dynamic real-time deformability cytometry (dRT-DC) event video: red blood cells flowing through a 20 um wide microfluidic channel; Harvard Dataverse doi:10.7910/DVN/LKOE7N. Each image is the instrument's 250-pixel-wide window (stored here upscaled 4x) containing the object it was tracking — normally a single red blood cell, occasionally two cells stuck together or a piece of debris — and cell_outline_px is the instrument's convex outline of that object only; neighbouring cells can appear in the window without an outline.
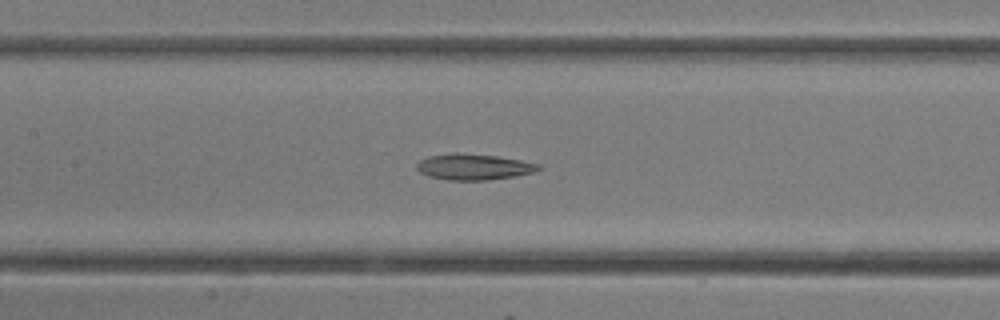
{"species": "common noctule bat (a hibernating species)", "species_latin": "Nyctalus noctula", "temperature_condition": "room temperature", "stored_images_in_passage": 24, "camera_frame_rate_fps": 3000, "um_per_image_px": 0.085, "animal": {"sex": "female"}, "frame": {"image": 1, "passage_image": 10, "time_ms": 3.0, "image_size_px": [1000, 320], "cell_outline_px": [[544, 168], [536, 172], [516, 176], [488, 180], [448, 180], [428, 176], [420, 172], [416, 168], [416, 164], [420, 160], [428, 156], [456, 152], [496, 156], [520, 160], [540, 164]], "centroid_in_image_um": [40.29, 14.18], "position_along_channel_um": 167.1, "area_um2": 18.61}}
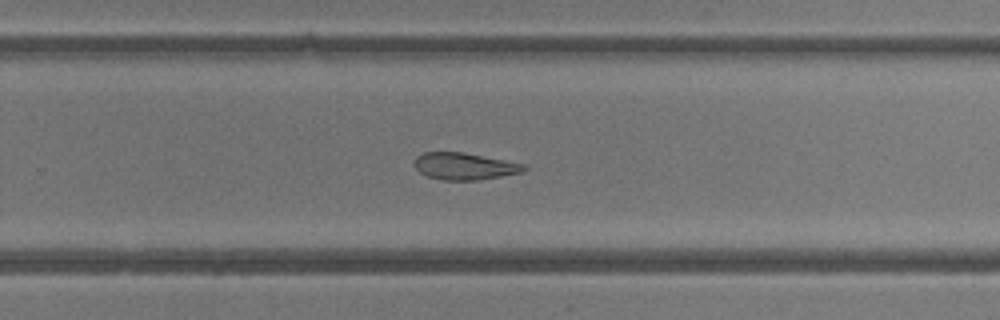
{"frame": {"image": 2, "passage_image": 15, "time_ms": 4.667, "image_size_px": [1000, 320], "cell_outline_px": [[528, 168], [520, 172], [480, 180], [444, 180], [428, 176], [420, 172], [416, 168], [416, 156], [424, 152], [464, 152], [528, 164]], "centroid_in_image_um": [39.53, 14.12], "position_along_channel_um": 290.3, "area_um2": 17.17}}
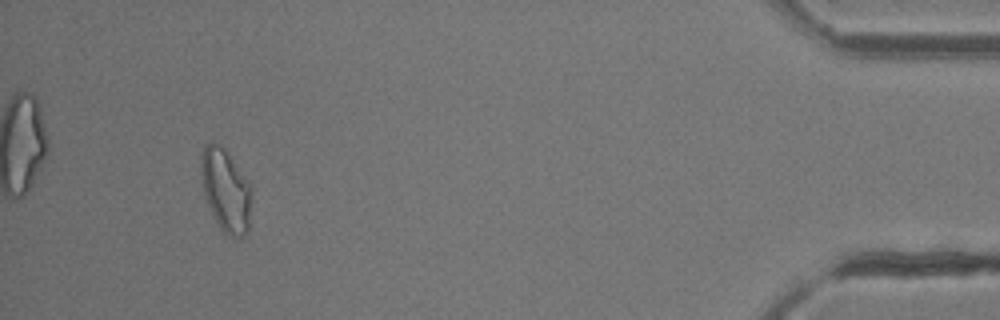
{"frame": {"image": 3, "passage_image": 23, "time_ms": 7.333, "image_size_px": [1000, 320], "cell_outline_px": [[252, 192], [248, 232], [240, 240], [228, 236], [220, 228], [204, 196], [200, 172], [200, 156], [204, 144], [212, 140], [220, 144], [228, 152], [252, 184]], "centroid_in_image_um": [19.2, 16.14], "position_along_channel_um": 416.0, "area_um2": 25.2}}